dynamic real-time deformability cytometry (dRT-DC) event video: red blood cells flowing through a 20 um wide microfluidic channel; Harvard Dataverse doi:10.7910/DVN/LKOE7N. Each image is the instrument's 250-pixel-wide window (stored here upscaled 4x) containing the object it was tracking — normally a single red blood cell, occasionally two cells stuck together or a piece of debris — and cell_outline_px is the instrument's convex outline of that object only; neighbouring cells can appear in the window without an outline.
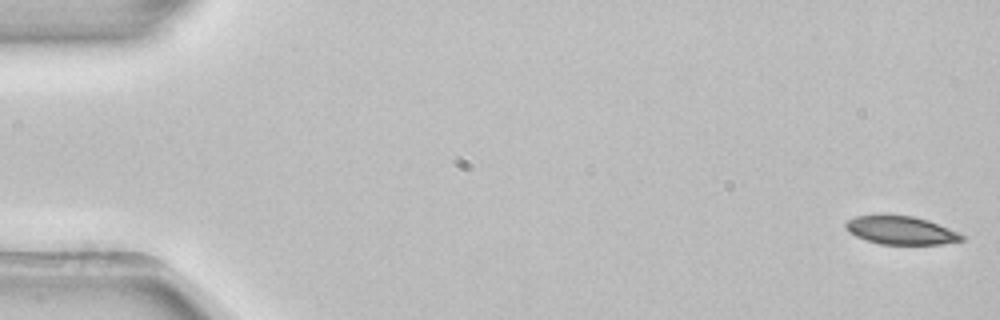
{"species": "common noctule bat (a hibernating species)", "species_latin": "Nyctalus noctula", "temperature_condition": "room temperature", "stored_images_in_passage": 4, "camera_frame_rate_fps": 3000, "um_per_image_px": 0.085, "animal": {"sex": "female", "body_mass_g": 22.7, "forearm_length_mm": 54.2}, "frame": {"image": 1, "passage_image": 1, "time_ms": 0.0, "image_size_px": [1000, 320], "cell_outline_px": [[968, 240], [940, 244], [880, 244], [856, 236], [848, 232], [844, 224], [848, 220], [856, 216], [876, 212], [884, 212], [912, 216], [928, 220], [948, 228], [964, 236]], "centroid_in_image_um": [76.52, 19.53], "position_along_channel_um": 8.5, "area_um2": 19.71}}